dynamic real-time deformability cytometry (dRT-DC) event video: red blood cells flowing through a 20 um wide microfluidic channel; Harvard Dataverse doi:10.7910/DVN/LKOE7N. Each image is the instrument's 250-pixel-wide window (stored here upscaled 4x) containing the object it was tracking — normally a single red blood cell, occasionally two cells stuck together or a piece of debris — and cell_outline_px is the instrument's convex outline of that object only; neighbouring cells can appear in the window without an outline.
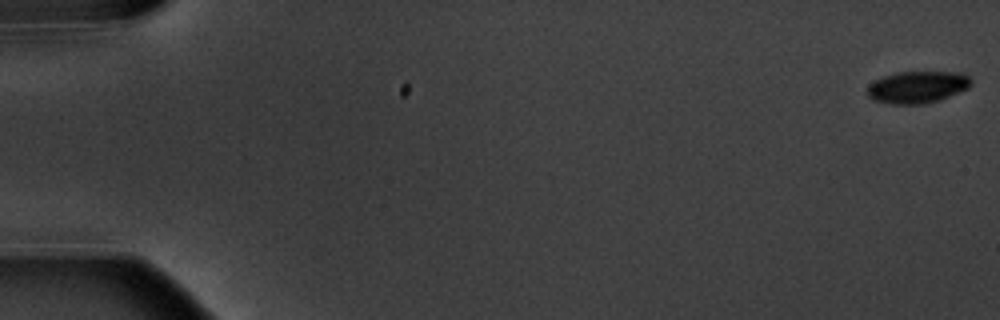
{"species": "common noctule bat (a hibernating species)", "species_latin": "Nyctalus noctula", "temperature_condition": "warm", "stored_images_in_passage": 7, "camera_frame_rate_fps": 3000, "um_per_image_px": 0.085, "animal": {"sex": "male", "body_mass_g": 20.1, "forearm_length_mm": 53.5}, "frame": {"image": 1, "passage_image": 1, "time_ms": 0.0, "image_size_px": [1000, 320], "cell_outline_px": [[972, 84], [968, 88], [940, 100], [924, 104], [892, 104], [872, 100], [868, 96], [868, 84], [884, 76], [896, 72], [964, 72], [972, 80]], "centroid_in_image_um": [77.99, 7.4], "position_along_channel_um": 7.0, "area_um2": 19.48}}
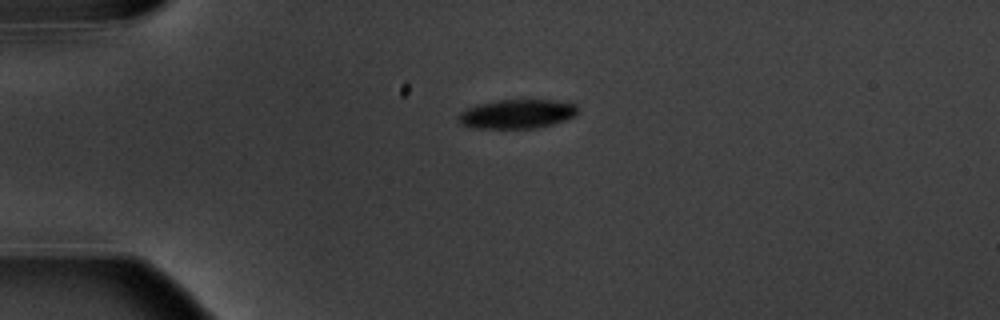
{"frame": {"image": 2, "passage_image": 5, "time_ms": 4.667, "image_size_px": [1000, 320], "cell_outline_px": [[576, 116], [552, 124], [536, 128], [472, 128], [460, 124], [456, 120], [456, 116], [460, 112], [476, 104], [496, 100], [556, 100], [576, 104]], "centroid_in_image_um": [43.89, 9.68], "position_along_channel_um": 41.1, "area_um2": 20.4}}